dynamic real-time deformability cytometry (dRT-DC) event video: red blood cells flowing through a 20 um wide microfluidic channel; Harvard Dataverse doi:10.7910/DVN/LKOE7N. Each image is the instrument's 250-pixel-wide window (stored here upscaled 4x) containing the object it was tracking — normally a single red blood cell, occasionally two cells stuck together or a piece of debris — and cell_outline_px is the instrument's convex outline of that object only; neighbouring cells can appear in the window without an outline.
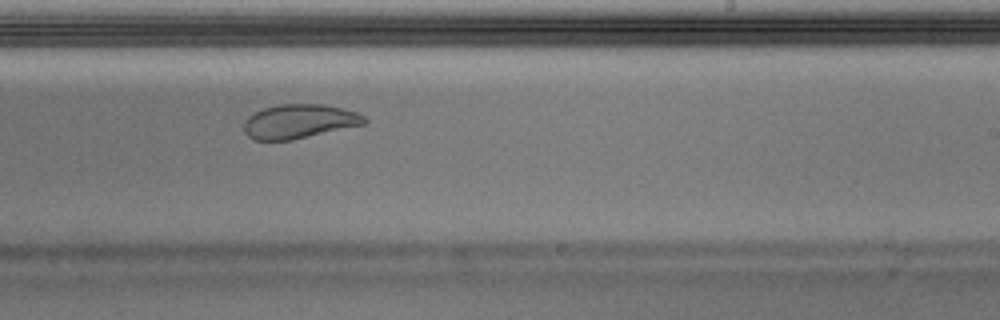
{"species": "Egyptian fruit bat (a non-hibernating species)", "species_latin": "Rousettus aegyptiacus", "temperature_condition": "warm", "stored_images_in_passage": 34, "camera_frame_rate_fps": 3000, "um_per_image_px": 0.085, "animal": {"sex": "male"}, "frame": {"image": 1, "passage_image": 15, "time_ms": 4.667, "image_size_px": [1000, 320], "cell_outline_px": [[368, 120], [364, 124], [292, 140], [252, 140], [244, 132], [244, 120], [248, 116], [264, 108], [276, 104], [324, 104], [344, 108], [356, 112], [364, 116]], "centroid_in_image_um": [25.41, 10.31], "position_along_channel_um": 263.6, "area_um2": 24.04}}